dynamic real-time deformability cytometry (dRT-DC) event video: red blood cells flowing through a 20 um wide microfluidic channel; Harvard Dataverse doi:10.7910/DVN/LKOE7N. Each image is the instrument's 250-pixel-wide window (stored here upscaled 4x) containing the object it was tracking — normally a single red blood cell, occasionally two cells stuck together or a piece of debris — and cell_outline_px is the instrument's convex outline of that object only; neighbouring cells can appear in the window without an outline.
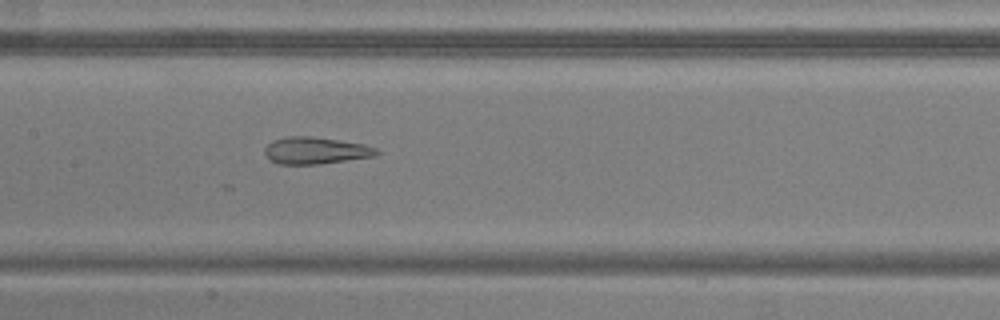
{"species": "common noctule bat (a hibernating species)", "species_latin": "Nyctalus noctula", "temperature_condition": "warm", "stored_images_in_passage": 52, "camera_frame_rate_fps": 3000, "um_per_image_px": 0.085, "animal": {"sex": "male", "body_mass_g": 20.5, "forearm_length_mm": 52.5}, "frame": {"image": 1, "passage_image": 24, "time_ms": 7.667, "image_size_px": [1000, 320], "cell_outline_px": [[380, 152], [376, 156], [320, 164], [280, 164], [272, 160], [264, 152], [264, 148], [272, 140], [288, 136], [308, 136], [364, 144], [376, 148]], "centroid_in_image_um": [26.84, 12.8], "position_along_channel_um": 180.6, "area_um2": 17.4}}
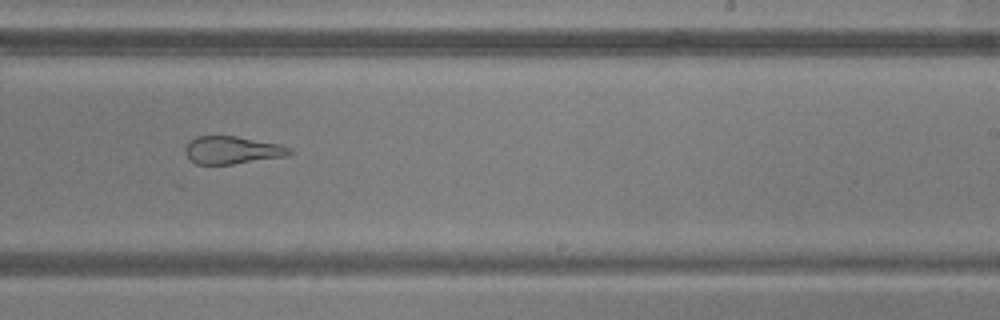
{"frame": {"image": 2, "passage_image": 31, "time_ms": 10.0, "image_size_px": [1000, 320], "cell_outline_px": [[296, 152], [288, 156], [232, 164], [196, 164], [184, 152], [184, 148], [196, 136], [236, 136], [280, 144], [292, 148]], "centroid_in_image_um": [19.81, 12.76], "position_along_channel_um": 269.2, "area_um2": 16.88}}
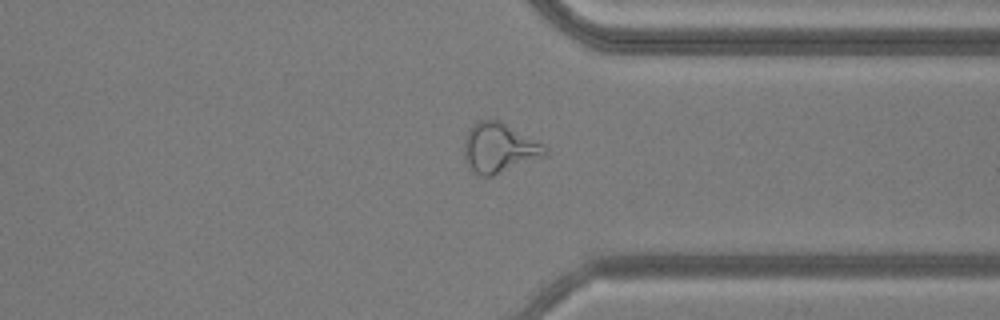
{"frame": {"image": 3, "passage_image": 39, "time_ms": 12.667, "image_size_px": [1000, 320], "cell_outline_px": [[548, 156], [492, 176], [480, 176], [472, 172], [464, 156], [464, 136], [480, 120], [500, 120], [548, 148]], "centroid_in_image_um": [42.44, 12.61], "position_along_channel_um": 369.0, "area_um2": 23.35}, "authors_computed_cell_mechanics": {"area_um2": 23.8136, "velocity_mm_per_s": 3.8278, "shape_relaxation_time_tau1_ms": null, "shape_relaxation_time_tau2_ms": 1.4262, "deformation_change_tau1": null, "deformation_change_tau2": 0.1126}}